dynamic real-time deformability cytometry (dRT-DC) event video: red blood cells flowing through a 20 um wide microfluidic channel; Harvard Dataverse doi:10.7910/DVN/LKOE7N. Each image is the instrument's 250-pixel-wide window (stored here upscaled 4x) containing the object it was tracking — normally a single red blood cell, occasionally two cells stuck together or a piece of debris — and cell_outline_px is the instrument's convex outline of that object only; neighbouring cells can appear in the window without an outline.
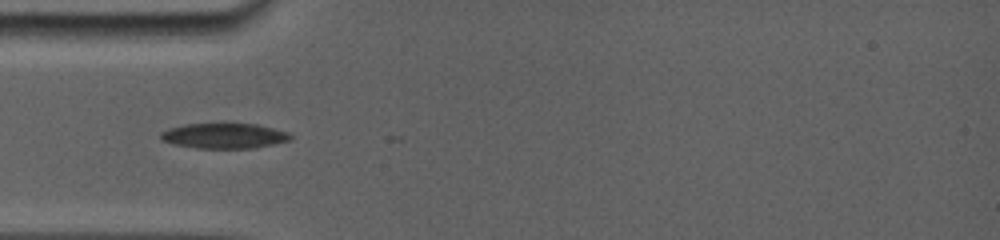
{"species": "common noctule bat (a hibernating species)", "species_latin": "Nyctalus noctula", "temperature_condition": "room temperature", "stored_images_in_passage": 6, "camera_frame_rate_fps": 5000, "um_per_image_px": 0.085, "animal": {"sex": "female", "body_mass_g": 19.0, "forearm_length_mm": 56.7}, "frame": {"image": 1, "passage_image": 1, "time_ms": 0.0, "image_size_px": [1000, 240], "cell_outline_px": [[292, 136], [288, 140], [248, 148], [200, 148], [176, 144], [164, 140], [160, 136], [160, 132], [172, 128], [188, 124], [256, 124], [284, 132]], "centroid_in_image_um": [19.0, 11.54], "position_along_channel_um": 66.0, "area_um2": 18.15}}
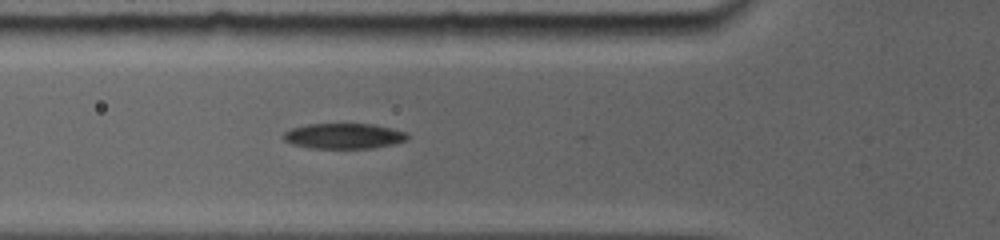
{"frame": {"image": 2, "passage_image": 5, "time_ms": 0.8, "image_size_px": [1000, 240], "cell_outline_px": [[408, 136], [404, 140], [372, 148], [312, 148], [296, 144], [284, 140], [284, 132], [292, 128], [308, 124], [368, 124], [388, 128], [404, 132]], "centroid_in_image_um": [29.16, 11.56], "position_along_channel_um": 96.6, "area_um2": 17.69}}